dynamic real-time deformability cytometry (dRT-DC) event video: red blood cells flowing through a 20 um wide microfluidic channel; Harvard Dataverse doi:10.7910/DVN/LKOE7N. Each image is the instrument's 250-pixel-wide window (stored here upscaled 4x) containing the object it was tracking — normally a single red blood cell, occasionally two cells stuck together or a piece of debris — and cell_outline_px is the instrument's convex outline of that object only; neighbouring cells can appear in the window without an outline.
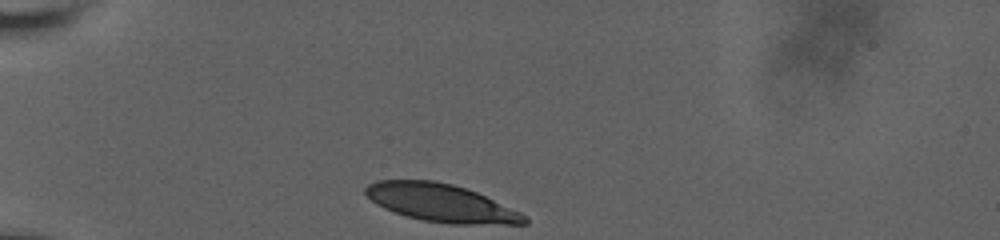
{"species": "human", "species_latin": "Homo sapiens", "temperature_condition": "room temperature", "stored_images_in_passage": 10, "camera_frame_rate_fps": 3000, "um_per_image_px": 0.085, "donor": {"sex": "male"}, "frame": {"image": 1, "passage_image": 1, "time_ms": 0.0, "image_size_px": [1000, 240], "cell_outline_px": [[528, 224], [448, 224], [424, 220], [404, 216], [384, 208], [376, 204], [364, 192], [364, 188], [368, 184], [376, 180], [432, 180], [452, 184], [476, 192], [520, 212], [528, 216]], "centroid_in_image_um": [37.48, 17.25], "position_along_channel_um": 47.5, "area_um2": 34.97}}
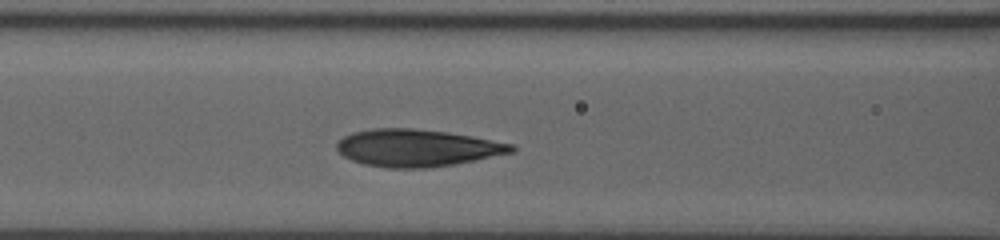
{"frame": {"image": 2, "passage_image": 7, "time_ms": 3.333, "image_size_px": [1000, 240], "cell_outline_px": [[516, 148], [512, 152], [452, 164], [428, 168], [388, 168], [364, 164], [352, 160], [344, 156], [336, 148], [336, 144], [344, 136], [352, 132], [376, 128], [412, 128], [448, 132], [472, 136], [512, 144]], "centroid_in_image_um": [35.4, 12.56], "position_along_channel_um": 131.2, "area_um2": 37.51}}
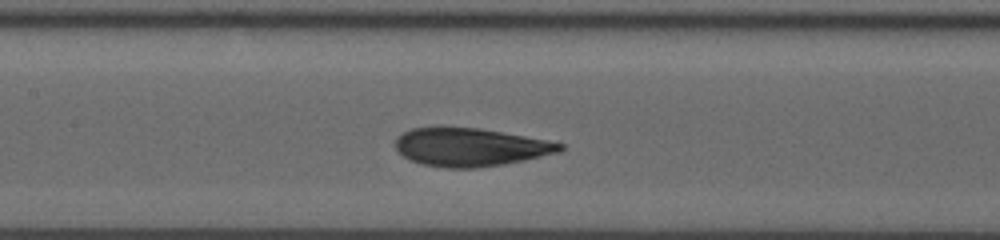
{"frame": {"image": 3, "passage_image": 9, "time_ms": 4.333, "image_size_px": [1000, 240], "cell_outline_px": [[564, 148], [560, 152], [524, 160], [504, 164], [476, 168], [444, 168], [420, 164], [404, 156], [396, 148], [396, 136], [412, 128], [480, 128], [548, 140], [564, 144]], "centroid_in_image_um": [40.0, 12.52], "position_along_channel_um": 167.4, "area_um2": 36.41}}